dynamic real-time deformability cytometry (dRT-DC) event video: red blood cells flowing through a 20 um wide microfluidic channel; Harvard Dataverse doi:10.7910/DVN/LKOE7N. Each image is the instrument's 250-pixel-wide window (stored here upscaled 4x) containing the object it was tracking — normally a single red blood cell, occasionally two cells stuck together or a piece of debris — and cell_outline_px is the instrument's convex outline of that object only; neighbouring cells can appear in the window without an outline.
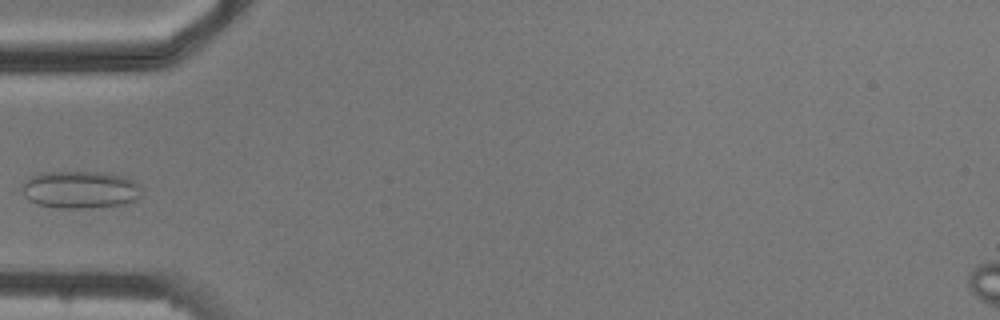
{"species": "common noctule bat (a hibernating species)", "species_latin": "Nyctalus noctula", "temperature_condition": "cold", "stored_images_in_passage": 5, "camera_frame_rate_fps": 3000, "um_per_image_px": 0.085, "animal": {"sex": "male", "body_mass_g": 20.5, "forearm_length_mm": 52.5}, "frame": {"image": 1, "passage_image": 5, "time_ms": 4.667, "image_size_px": [1000, 320], "cell_outline_px": [[140, 196], [136, 200], [124, 204], [88, 208], [60, 208], [36, 204], [12, 192], [36, 172], [108, 172], [124, 176], [140, 184]], "centroid_in_image_um": [6.69, 16.11], "position_along_channel_um": 78.3, "area_um2": 26.99}}